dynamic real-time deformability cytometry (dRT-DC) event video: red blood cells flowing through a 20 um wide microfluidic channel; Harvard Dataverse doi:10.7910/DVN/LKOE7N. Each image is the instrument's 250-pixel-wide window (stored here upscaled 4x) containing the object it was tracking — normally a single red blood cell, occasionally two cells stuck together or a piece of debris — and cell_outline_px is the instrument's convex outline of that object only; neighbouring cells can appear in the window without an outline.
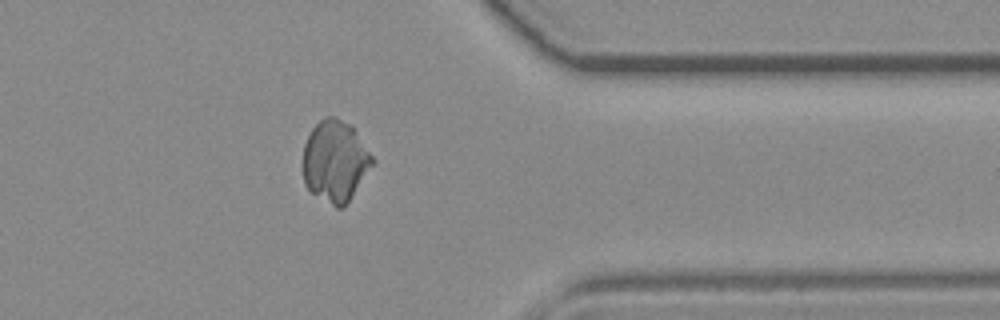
{"species": "common noctule bat (a hibernating species)", "species_latin": "Nyctalus noctula", "temperature_condition": "room temperature", "stored_images_in_passage": 43, "camera_frame_rate_fps": 3000, "um_per_image_px": 0.085, "animal": {"sex": "female", "body_mass_g": 19.3, "forearm_length_mm": 54.1}, "frame": {"image": 1, "passage_image": 33, "time_ms": 10.667, "image_size_px": [1000, 320], "cell_outline_px": [[376, 160], [344, 208], [336, 208], [312, 192], [304, 184], [304, 144], [312, 128], [324, 116], [336, 116], [348, 124], [356, 132]], "centroid_in_image_um": [28.5, 13.69], "position_along_channel_um": 382.9, "area_um2": 32.71}}
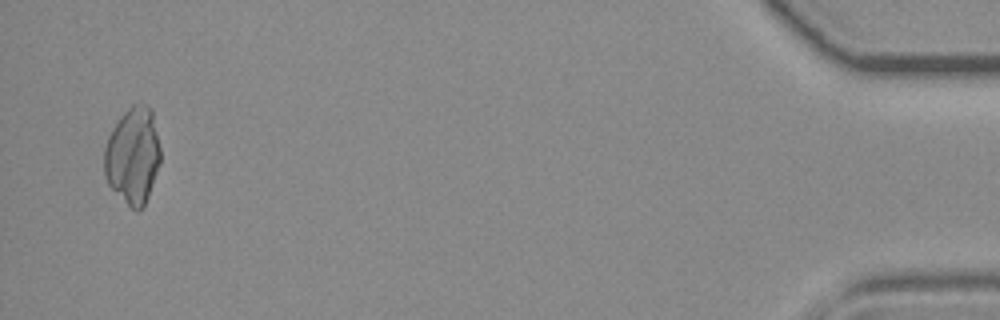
{"frame": {"image": 2, "passage_image": 42, "time_ms": 13.667, "image_size_px": [1000, 320], "cell_outline_px": [[160, 160], [148, 196], [144, 204], [136, 212], [108, 184], [104, 176], [104, 148], [108, 136], [112, 128], [120, 116], [132, 104], [144, 104], [152, 108], [160, 148]], "centroid_in_image_um": [11.28, 13.18], "position_along_channel_um": 423.9, "area_um2": 31.44}}